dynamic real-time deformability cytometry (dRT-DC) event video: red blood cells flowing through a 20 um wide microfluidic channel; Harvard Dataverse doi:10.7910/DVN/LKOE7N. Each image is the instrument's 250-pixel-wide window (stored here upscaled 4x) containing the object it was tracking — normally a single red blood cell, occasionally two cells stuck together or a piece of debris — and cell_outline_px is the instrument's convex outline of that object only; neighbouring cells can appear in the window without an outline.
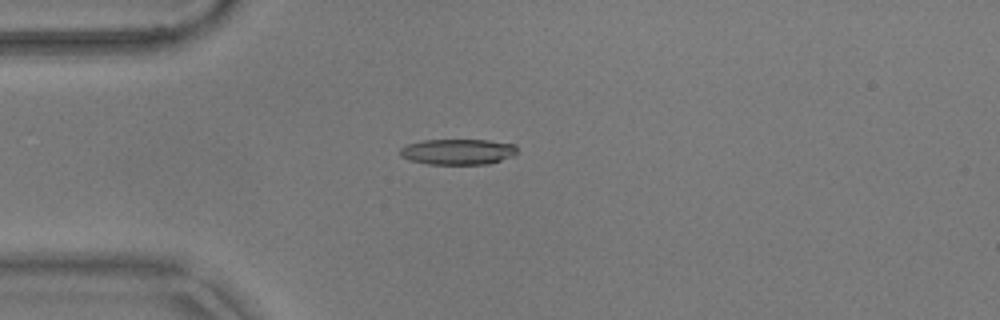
{"species": "common noctule bat (a hibernating species)", "species_latin": "Nyctalus noctula", "temperature_condition": "warm", "stored_images_in_passage": 6, "camera_frame_rate_fps": 3000, "um_per_image_px": 0.085, "animal": {"sex": "male", "body_mass_g": 17.9}, "frame": {"image": 1, "passage_image": 1, "time_ms": 0.0, "image_size_px": [1000, 320], "cell_outline_px": [[516, 152], [512, 156], [488, 164], [428, 164], [408, 160], [400, 156], [400, 148], [408, 144], [420, 140], [488, 140], [516, 144]], "centroid_in_image_um": [38.88, 12.89], "position_along_channel_um": 46.1, "area_um2": 17.57}}